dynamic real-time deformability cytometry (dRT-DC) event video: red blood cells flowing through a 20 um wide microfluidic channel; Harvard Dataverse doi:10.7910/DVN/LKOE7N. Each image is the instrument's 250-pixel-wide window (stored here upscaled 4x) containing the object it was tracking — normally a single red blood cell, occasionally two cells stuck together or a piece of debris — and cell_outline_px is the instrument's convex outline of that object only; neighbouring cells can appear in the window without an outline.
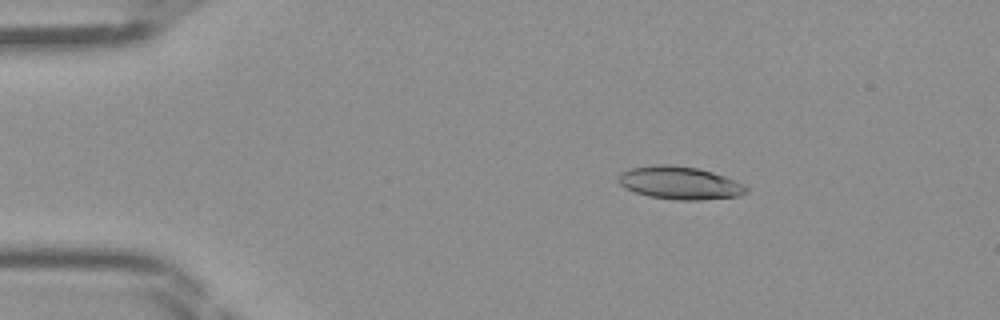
{"species": "Egyptian fruit bat (a non-hibernating species)", "species_latin": "Rousettus aegyptiacus", "temperature_condition": "room temperature", "stored_images_in_passage": 46, "camera_frame_rate_fps": 3000, "um_per_image_px": 0.085, "frame": {"image": 1, "passage_image": 8, "time_ms": 2.333, "image_size_px": [1000, 320], "cell_outline_px": [[748, 192], [740, 196], [700, 200], [676, 200], [648, 196], [636, 192], [620, 184], [616, 180], [616, 176], [620, 172], [632, 168], [660, 164], [668, 164], [696, 168], [712, 172], [724, 176], [744, 184], [748, 188]], "centroid_in_image_um": [57.78, 15.55], "position_along_channel_um": 27.2, "area_um2": 24.45}}
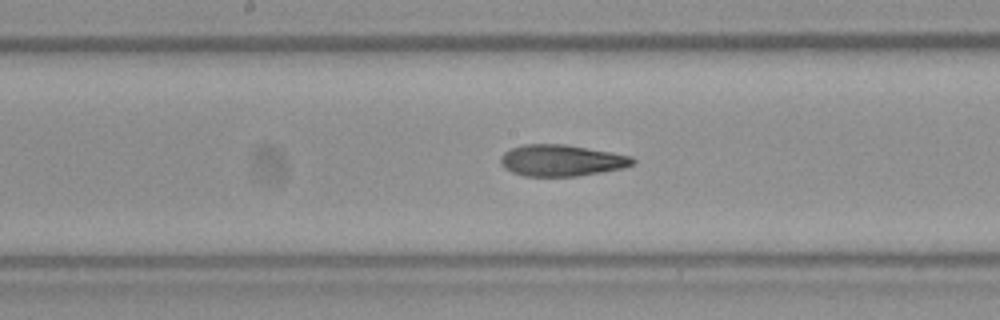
{"frame": {"image": 2, "passage_image": 24, "time_ms": 7.667, "image_size_px": [1000, 320], "cell_outline_px": [[636, 160], [632, 164], [620, 168], [600, 172], [576, 176], [524, 176], [512, 172], [504, 168], [500, 164], [500, 156], [504, 152], [512, 148], [524, 144], [568, 144], [612, 152], [632, 156]], "centroid_in_image_um": [47.69, 13.62], "position_along_channel_um": 200.5, "area_um2": 24.22}}
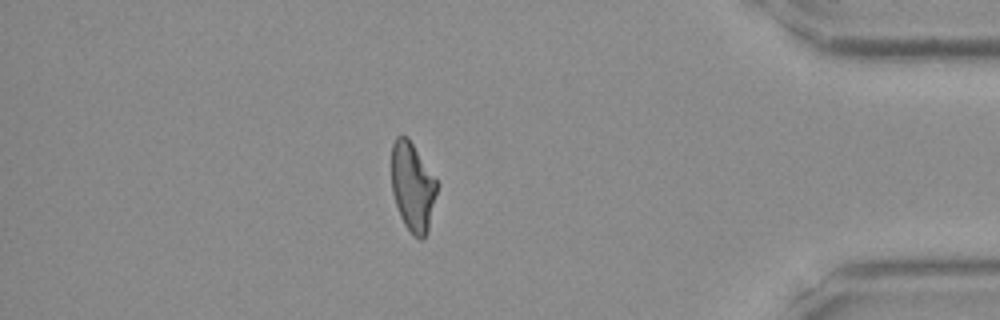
{"frame": {"image": 3, "passage_image": 40, "time_ms": 13.0, "image_size_px": [1000, 320], "cell_outline_px": [[440, 184], [428, 232], [424, 240], [420, 240], [404, 224], [400, 216], [392, 192], [392, 144], [396, 136], [408, 136]], "centroid_in_image_um": [35.11, 15.88], "position_along_channel_um": 400.1, "area_um2": 23.93}}